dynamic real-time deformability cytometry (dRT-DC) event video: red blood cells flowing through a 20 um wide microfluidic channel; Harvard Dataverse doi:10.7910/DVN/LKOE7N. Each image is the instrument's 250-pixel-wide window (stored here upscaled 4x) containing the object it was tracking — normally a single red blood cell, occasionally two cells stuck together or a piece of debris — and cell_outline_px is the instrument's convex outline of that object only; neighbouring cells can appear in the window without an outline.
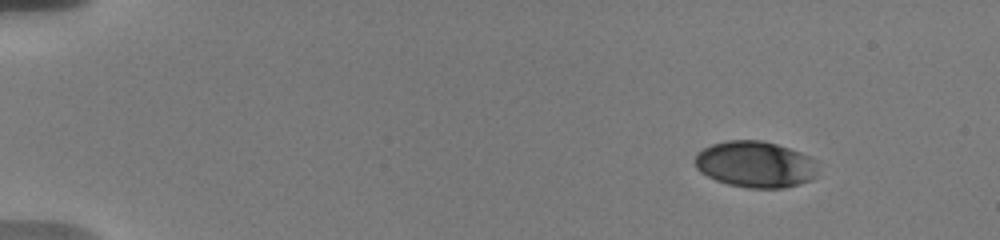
{"species": "human", "species_latin": "Homo sapiens", "temperature_condition": "warm", "stored_images_in_passage": 19, "camera_frame_rate_fps": 3000, "um_per_image_px": 0.085, "donor": {"sex": "male"}, "frame": {"image": 1, "passage_image": 3, "time_ms": 1.333, "image_size_px": [1000, 240], "cell_outline_px": [[816, 176], [812, 180], [800, 184], [784, 188], [748, 188], [728, 184], [716, 180], [700, 172], [696, 168], [692, 160], [696, 152], [712, 144], [728, 140], [760, 140], [776, 144], [800, 152], [816, 160]], "centroid_in_image_um": [64.17, 13.97], "position_along_channel_um": 20.8, "area_um2": 33.47}}
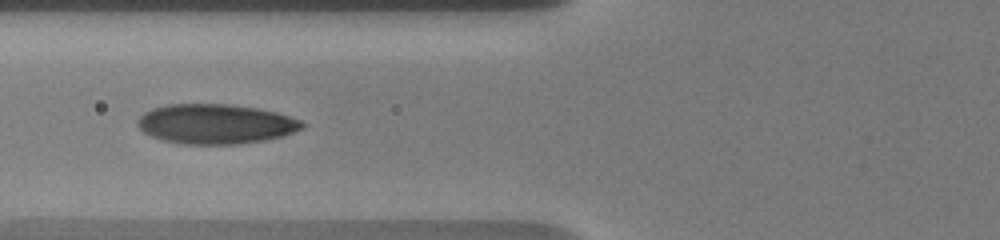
{"frame": {"image": 2, "passage_image": 12, "time_ms": 7.0, "image_size_px": [1000, 240], "cell_outline_px": [[308, 124], [304, 128], [284, 136], [264, 140], [240, 144], [184, 144], [164, 140], [152, 136], [144, 132], [136, 124], [136, 120], [144, 112], [152, 108], [168, 104], [228, 104], [256, 108], [276, 112], [300, 120]], "centroid_in_image_um": [18.34, 10.53], "position_along_channel_um": 107.5, "area_um2": 38.26}}
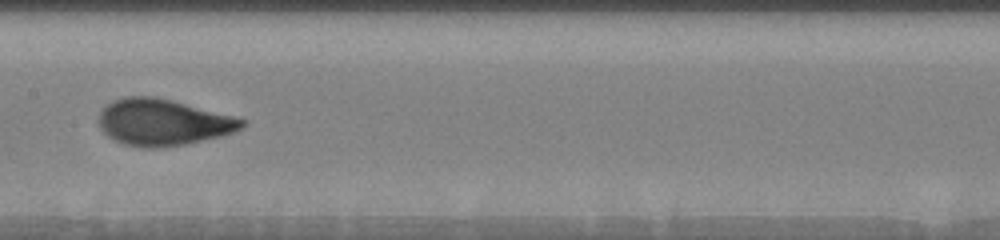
{"frame": {"image": 3, "passage_image": 17, "time_ms": 9.333, "image_size_px": [1000, 240], "cell_outline_px": [[248, 124], [244, 128], [220, 136], [184, 144], [156, 148], [144, 148], [124, 144], [108, 136], [100, 128], [100, 112], [112, 100], [124, 96], [156, 96], [236, 116], [248, 120]], "centroid_in_image_um": [13.9, 10.38], "position_along_channel_um": 193.5, "area_um2": 38.84}}